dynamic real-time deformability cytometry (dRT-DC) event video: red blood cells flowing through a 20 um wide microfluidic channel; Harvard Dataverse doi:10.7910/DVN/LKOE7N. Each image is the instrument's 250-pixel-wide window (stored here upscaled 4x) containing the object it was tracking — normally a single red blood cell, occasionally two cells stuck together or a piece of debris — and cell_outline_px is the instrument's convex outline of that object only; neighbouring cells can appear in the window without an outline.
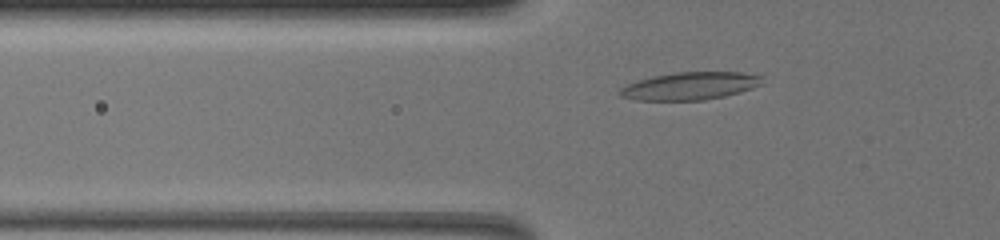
{"species": "common noctule bat (a hibernating species)", "species_latin": "Nyctalus noctula", "temperature_condition": "warm", "stored_images_in_passage": 57, "camera_frame_rate_fps": 3000, "um_per_image_px": 0.085, "animal": {"sex": "female", "body_mass_g": 19.5, "forearm_length_mm": 54.1}, "frame": {"image": 1, "passage_image": 16, "time_ms": 5.0, "image_size_px": [1000, 240], "cell_outline_px": [[764, 84], [740, 92], [724, 96], [704, 100], [636, 100], [620, 96], [616, 92], [620, 88], [636, 80], [652, 76], [676, 72], [740, 72], [764, 76]], "centroid_in_image_um": [58.66, 7.3], "position_along_channel_um": 67.1, "area_um2": 23.18}}
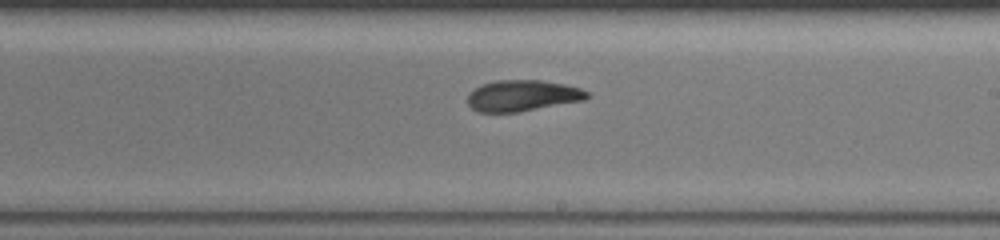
{"frame": {"image": 2, "passage_image": 33, "time_ms": 10.667, "image_size_px": [1000, 240], "cell_outline_px": [[592, 96], [584, 100], [520, 112], [476, 112], [468, 104], [468, 96], [476, 88], [484, 84], [496, 80], [540, 80], [564, 84], [580, 88], [588, 92]], "centroid_in_image_um": [44.45, 8.14], "position_along_channel_um": 244.6, "area_um2": 21.62}}
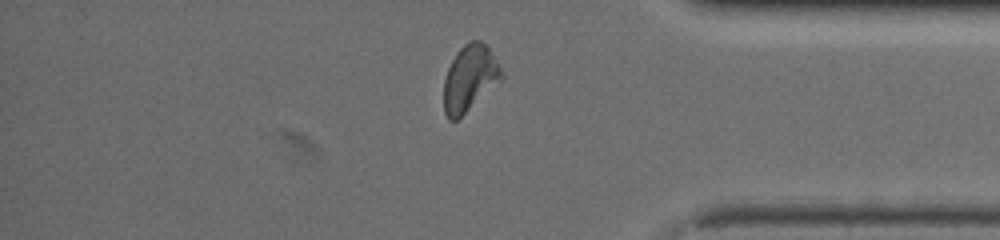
{"frame": {"image": 3, "passage_image": 48, "time_ms": 15.667, "image_size_px": [1000, 240], "cell_outline_px": [[504, 76], [500, 80], [456, 120], [448, 120], [444, 112], [444, 80], [448, 68], [456, 52], [468, 40], [480, 40], [488, 48], [500, 68]], "centroid_in_image_um": [39.88, 6.63], "position_along_channel_um": 395.3, "area_um2": 21.62}, "authors_computed_cell_mechanics": {"area_um2": 22.4264, "velocity_mm_per_s": 3.2559, "shape_relaxation_time_tau1_ms": null, "shape_relaxation_time_tau2_ms": 3.2834, "deformation_change_tau1": null, "deformation_change_tau2": 0.099}}